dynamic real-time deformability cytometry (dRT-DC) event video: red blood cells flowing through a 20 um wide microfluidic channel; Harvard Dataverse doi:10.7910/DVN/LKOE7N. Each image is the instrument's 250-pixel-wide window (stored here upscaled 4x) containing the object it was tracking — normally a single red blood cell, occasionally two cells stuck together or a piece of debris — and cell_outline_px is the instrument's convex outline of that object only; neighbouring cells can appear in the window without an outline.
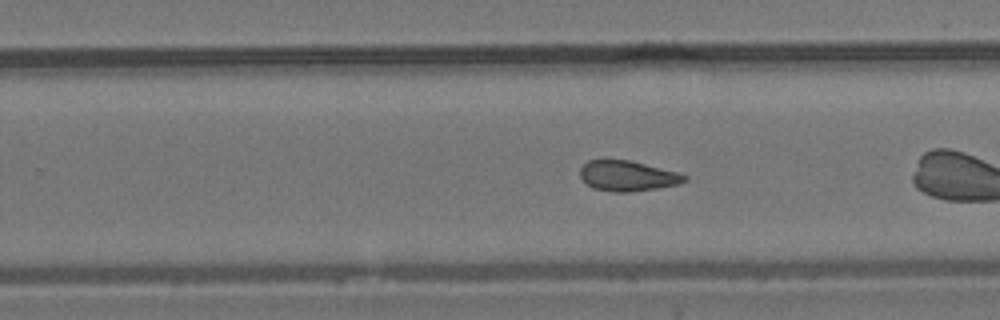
{"species": "common noctule bat (a hibernating species)", "species_latin": "Nyctalus noctula", "temperature_condition": "room temperature", "stored_images_in_passage": 38, "camera_frame_rate_fps": 3000, "um_per_image_px": 0.085, "animal": {"sex": "male", "body_mass_g": 19.2, "forearm_length_mm": 51.8}, "frame": {"image": 1, "passage_image": 17, "time_ms": 5.333, "image_size_px": [1000, 320], "cell_outline_px": [[688, 180], [680, 184], [632, 192], [612, 192], [592, 188], [580, 176], [580, 168], [588, 160], [628, 160], [680, 172], [688, 176]], "centroid_in_image_um": [53.38, 14.96], "position_along_channel_um": 276.4, "area_um2": 18.55}, "authors_computed_cell_mechanics": {"area_um2": 18.9873, "velocity_mm_per_s": 3.8126, "shape_relaxation_time_tau1_ms": null, "shape_relaxation_time_tau2_ms": 2.5017, "deformation_change_tau1": null, "deformation_change_tau2": 0.0843}}